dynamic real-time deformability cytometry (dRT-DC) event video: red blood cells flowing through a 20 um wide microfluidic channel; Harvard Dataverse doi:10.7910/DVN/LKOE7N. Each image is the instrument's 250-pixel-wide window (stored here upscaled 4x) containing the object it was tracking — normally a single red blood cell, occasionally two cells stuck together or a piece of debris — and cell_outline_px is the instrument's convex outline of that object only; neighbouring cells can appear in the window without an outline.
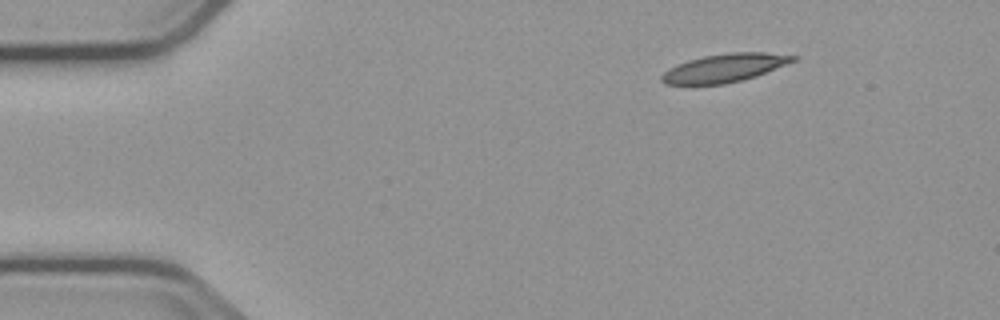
{"species": "common noctule bat (a hibernating species)", "species_latin": "Nyctalus noctula", "temperature_condition": "cold", "stored_images_in_passage": 3, "camera_frame_rate_fps": 3000, "um_per_image_px": 0.085, "animal": {"sex": "male", "body_mass_g": 23.1, "forearm_length_mm": 52.7}, "frame": {"image": 1, "passage_image": 1, "time_ms": 0.0, "image_size_px": [1000, 320], "cell_outline_px": [[800, 56], [796, 60], [756, 76], [744, 80], [724, 84], [664, 84], [660, 80], [660, 76], [668, 68], [676, 64], [688, 60], [704, 56], [728, 52], [764, 52]], "centroid_in_image_um": [61.57, 5.77], "position_along_channel_um": 23.4, "area_um2": 21.73}}